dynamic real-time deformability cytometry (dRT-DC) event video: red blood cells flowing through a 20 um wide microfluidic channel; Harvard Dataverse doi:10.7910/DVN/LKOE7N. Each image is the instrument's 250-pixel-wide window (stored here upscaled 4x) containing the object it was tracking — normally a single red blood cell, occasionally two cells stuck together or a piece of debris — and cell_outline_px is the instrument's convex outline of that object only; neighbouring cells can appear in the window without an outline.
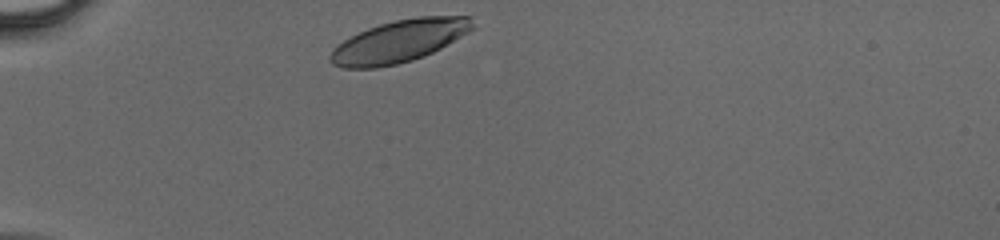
{"species": "human", "species_latin": "Homo sapiens", "temperature_condition": "cold", "stored_images_in_passage": 27, "camera_frame_rate_fps": 3000, "um_per_image_px": 0.085, "donor": {"sex": "male"}, "frame": {"image": 1, "passage_image": 1, "time_ms": 0.0, "image_size_px": [1000, 240], "cell_outline_px": [[476, 28], [440, 48], [424, 56], [412, 60], [396, 64], [376, 68], [344, 68], [332, 64], [328, 60], [328, 56], [332, 48], [344, 40], [368, 28], [380, 24], [396, 20], [420, 16], [472, 16]], "centroid_in_image_um": [33.93, 3.5], "position_along_channel_um": 51.1, "area_um2": 35.08}}
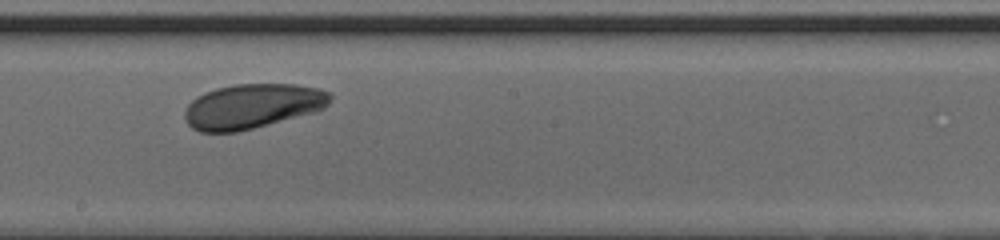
{"frame": {"image": 2, "passage_image": 15, "time_ms": 4.667, "image_size_px": [1000, 240], "cell_outline_px": [[332, 96], [328, 104], [324, 108], [316, 112], [236, 132], [200, 132], [192, 128], [184, 120], [184, 112], [188, 104], [196, 96], [204, 92], [216, 88], [236, 84], [296, 84], [320, 88], [332, 92]], "centroid_in_image_um": [21.46, 9.02], "position_along_channel_um": 226.7, "area_um2": 38.15}}
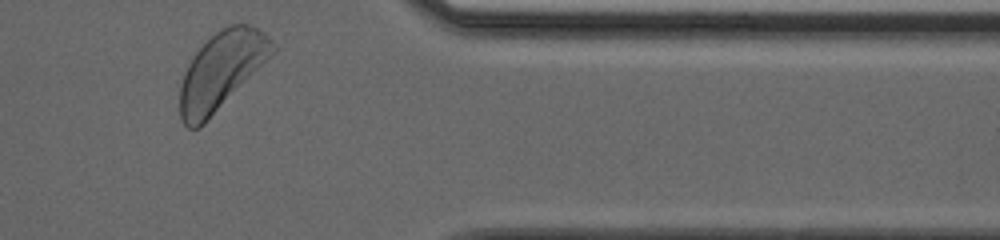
{"frame": {"image": 3, "passage_image": 27, "time_ms": 8.667, "image_size_px": [1000, 240], "cell_outline_px": [[276, 52], [200, 128], [188, 128], [184, 124], [180, 116], [180, 84], [184, 72], [188, 64], [196, 52], [216, 32], [228, 24], [248, 24], [264, 32], [276, 44]], "centroid_in_image_um": [18.84, 6.01], "position_along_channel_um": 392.6, "area_um2": 41.56}}